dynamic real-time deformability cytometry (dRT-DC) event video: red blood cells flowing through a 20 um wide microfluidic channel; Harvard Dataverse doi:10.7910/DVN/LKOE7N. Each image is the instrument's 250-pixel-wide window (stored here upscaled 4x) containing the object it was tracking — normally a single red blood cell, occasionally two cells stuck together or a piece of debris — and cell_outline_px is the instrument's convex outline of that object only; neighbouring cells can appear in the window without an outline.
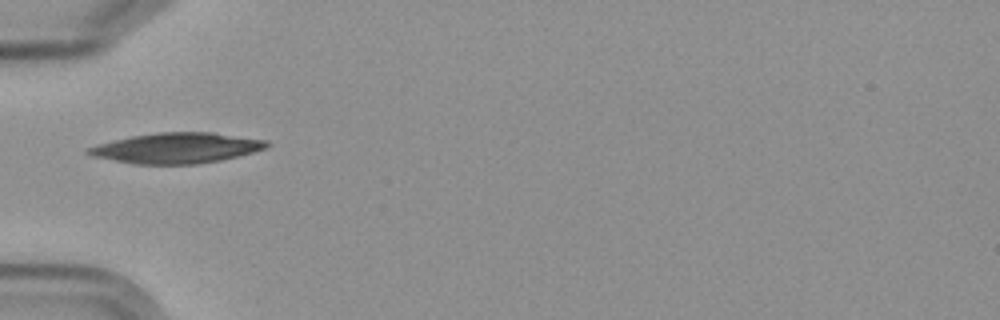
{"species": "Egyptian fruit bat (a non-hibernating species)", "species_latin": "Rousettus aegyptiacus", "temperature_condition": "cold", "stored_images_in_passage": 11, "camera_frame_rate_fps": 3000, "um_per_image_px": 0.085, "frame": {"image": 1, "passage_image": 1, "time_ms": 0.0, "image_size_px": [1000, 320], "cell_outline_px": [[272, 144], [268, 148], [220, 160], [196, 164], [132, 164], [92, 156], [84, 152], [88, 148], [100, 144], [132, 136], [156, 132], [212, 132], [268, 140]], "centroid_in_image_um": [15.05, 12.58], "position_along_channel_um": 69.9, "area_um2": 31.56}}
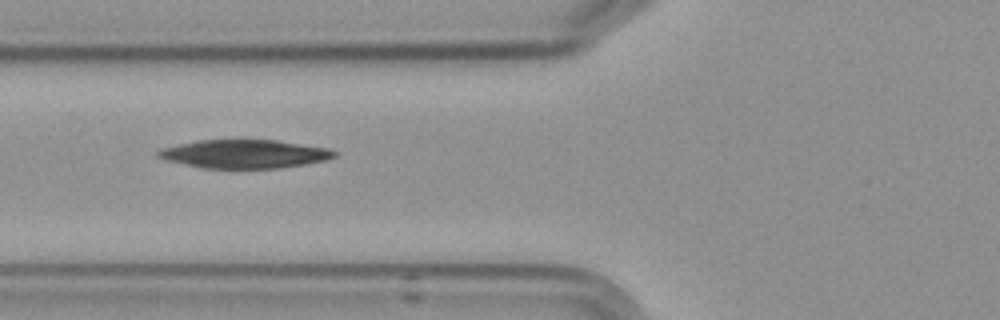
{"frame": {"image": 2, "passage_image": 2, "time_ms": 1.0, "image_size_px": [1000, 320], "cell_outline_px": [[336, 156], [324, 160], [304, 164], [280, 168], [200, 168], [168, 160], [156, 156], [156, 152], [164, 148], [196, 140], [276, 140], [328, 148], [336, 152]], "centroid_in_image_um": [20.77, 13.08], "position_along_channel_um": 105.0, "area_um2": 28.96}}
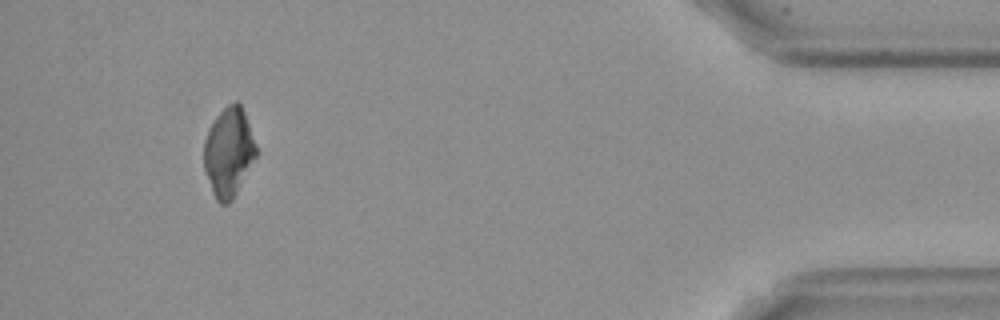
{"frame": {"image": 3, "passage_image": 10, "time_ms": 11.333, "image_size_px": [1000, 320], "cell_outline_px": [[256, 156], [232, 200], [228, 204], [220, 204], [216, 200], [212, 192], [204, 168], [204, 140], [216, 116], [228, 104], [236, 100], [240, 104], [244, 112], [256, 144]], "centroid_in_image_um": [19.43, 12.94], "position_along_channel_um": 415.8, "area_um2": 26.7}, "authors_computed_cell_mechanics": {"area_um2": 28.9, "velocity_mm_per_s": 3.5663, "shape_relaxation_time_tau1_ms": null, "shape_relaxation_time_tau2_ms": 5.3557, "deformation_change_tau1": null, "deformation_change_tau2": 0.0589}}